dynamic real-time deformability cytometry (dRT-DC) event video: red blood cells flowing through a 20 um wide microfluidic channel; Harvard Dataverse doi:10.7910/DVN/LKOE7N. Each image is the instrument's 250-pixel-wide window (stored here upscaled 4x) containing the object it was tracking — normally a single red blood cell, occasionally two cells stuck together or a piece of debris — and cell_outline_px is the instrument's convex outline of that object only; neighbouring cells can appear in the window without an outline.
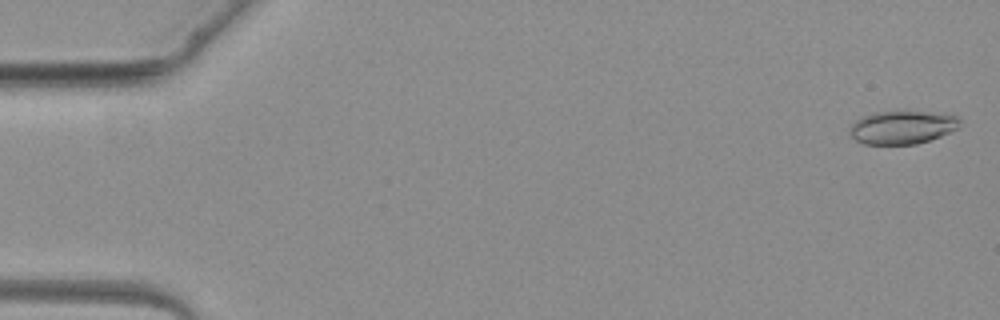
{"species": "common noctule bat (a hibernating species)", "species_latin": "Nyctalus noctula", "temperature_condition": "warm", "stored_images_in_passage": 3, "camera_frame_rate_fps": 3000, "um_per_image_px": 0.085, "animal": {"sex": "female", "body_mass_g": 19.3, "forearm_length_mm": 54.1}, "frame": {"image": 1, "passage_image": 1, "time_ms": 0.0, "image_size_px": [1000, 320], "cell_outline_px": [[960, 120], [956, 128], [940, 136], [916, 144], [864, 144], [856, 140], [848, 132], [852, 124], [856, 120], [864, 116], [876, 112], [900, 108], [956, 116]], "centroid_in_image_um": [76.64, 10.78], "position_along_channel_um": 8.4, "area_um2": 21.56}}
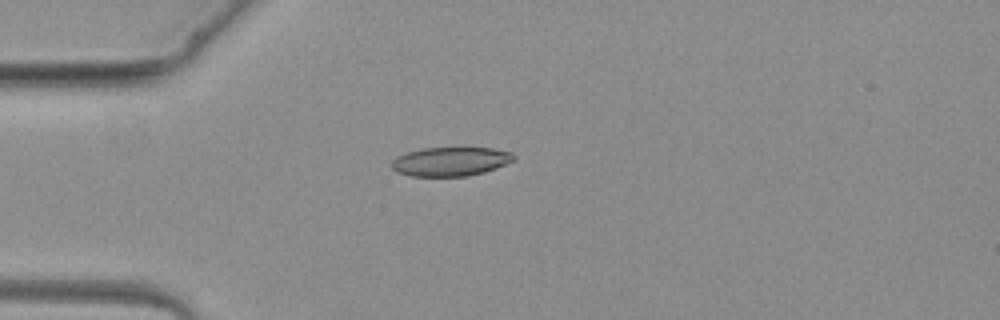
{"frame": {"image": 2, "passage_image": 3, "time_ms": 3.333, "image_size_px": [1000, 320], "cell_outline_px": [[516, 156], [512, 160], [496, 168], [484, 172], [468, 176], [412, 176], [396, 172], [392, 168], [392, 160], [396, 156], [420, 148], [492, 148], [512, 152]], "centroid_in_image_um": [38.27, 13.73], "position_along_channel_um": 46.7, "area_um2": 20.58}}